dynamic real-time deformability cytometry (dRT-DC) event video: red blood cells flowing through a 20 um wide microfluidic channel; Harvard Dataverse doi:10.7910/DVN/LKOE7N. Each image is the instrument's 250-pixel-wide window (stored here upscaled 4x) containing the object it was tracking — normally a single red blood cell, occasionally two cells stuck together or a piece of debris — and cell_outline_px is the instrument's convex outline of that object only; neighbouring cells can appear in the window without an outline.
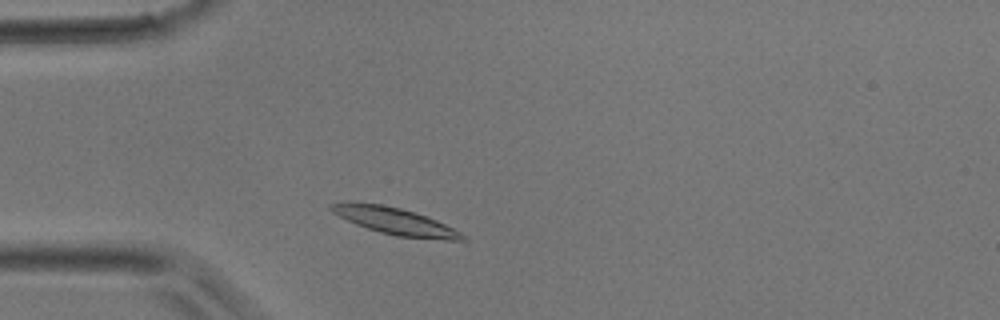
{"species": "common noctule bat (a hibernating species)", "species_latin": "Nyctalus noctula", "temperature_condition": "room temperature", "stored_images_in_passage": 26, "camera_frame_rate_fps": 3000, "um_per_image_px": 0.085, "animal": {"sex": "male", "body_mass_g": 17.9}, "frame": {"image": 1, "passage_image": 2, "time_ms": 0.333, "image_size_px": [1000, 320], "cell_outline_px": [[468, 240], [444, 240], [396, 236], [380, 232], [356, 224], [332, 212], [328, 208], [328, 204], [348, 200], [380, 204], [400, 208], [428, 216], [460, 232]], "centroid_in_image_um": [33.52, 18.77], "position_along_channel_um": 51.5, "area_um2": 20.63}}
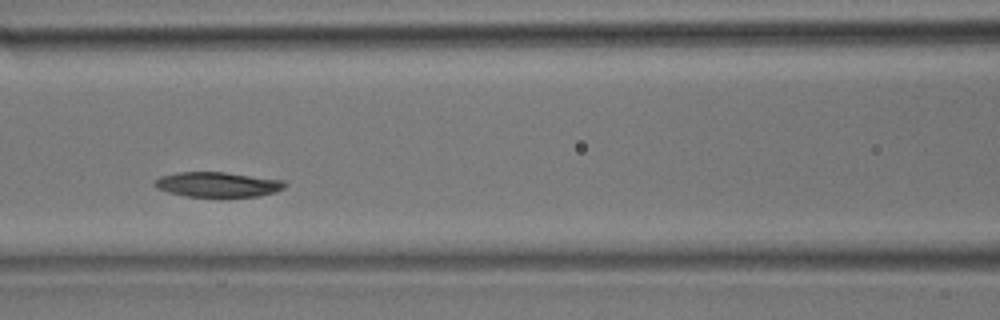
{"frame": {"image": 2, "passage_image": 9, "time_ms": 2.667, "image_size_px": [1000, 320], "cell_outline_px": [[288, 184], [284, 188], [276, 192], [260, 196], [220, 200], [184, 196], [168, 192], [156, 188], [152, 184], [152, 180], [160, 176], [180, 172], [224, 172], [284, 180]], "centroid_in_image_um": [18.5, 15.73], "position_along_channel_um": 148.1, "area_um2": 20.11}}
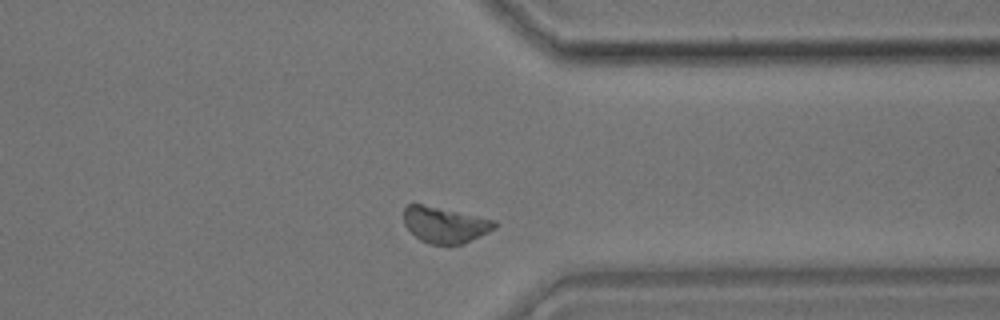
{"frame": {"image": 3, "passage_image": 23, "time_ms": 7.333, "image_size_px": [1000, 320], "cell_outline_px": [[496, 228], [464, 244], [432, 244], [420, 240], [404, 224], [404, 208], [408, 204], [420, 204], [496, 220]], "centroid_in_image_um": [37.82, 19.12], "position_along_channel_um": 373.6, "area_um2": 18.73}}